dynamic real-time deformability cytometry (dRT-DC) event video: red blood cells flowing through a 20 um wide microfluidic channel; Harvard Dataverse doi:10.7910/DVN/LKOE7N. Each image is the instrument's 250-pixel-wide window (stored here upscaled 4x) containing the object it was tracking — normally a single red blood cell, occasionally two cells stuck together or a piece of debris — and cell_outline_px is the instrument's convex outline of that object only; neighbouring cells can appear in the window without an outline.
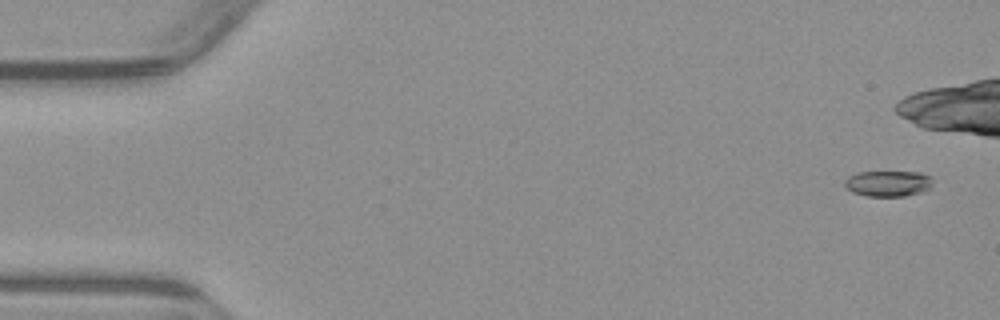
{"species": "common noctule bat (a hibernating species)", "species_latin": "Nyctalus noctula", "temperature_condition": "warm", "stored_images_in_passage": 5, "camera_frame_rate_fps": 3000, "um_per_image_px": 0.085, "animal": {"sex": "male", "body_mass_g": 23.1, "forearm_length_mm": 52.7}, "frame": {"image": 1, "passage_image": 1, "time_ms": 0.0, "image_size_px": [1000, 320], "cell_outline_px": [[928, 188], [920, 192], [904, 196], [868, 196], [852, 192], [844, 184], [852, 176], [860, 172], [916, 172], [928, 176]], "centroid_in_image_um": [75.44, 15.61], "position_along_channel_um": 9.6, "area_um2": 12.54}}